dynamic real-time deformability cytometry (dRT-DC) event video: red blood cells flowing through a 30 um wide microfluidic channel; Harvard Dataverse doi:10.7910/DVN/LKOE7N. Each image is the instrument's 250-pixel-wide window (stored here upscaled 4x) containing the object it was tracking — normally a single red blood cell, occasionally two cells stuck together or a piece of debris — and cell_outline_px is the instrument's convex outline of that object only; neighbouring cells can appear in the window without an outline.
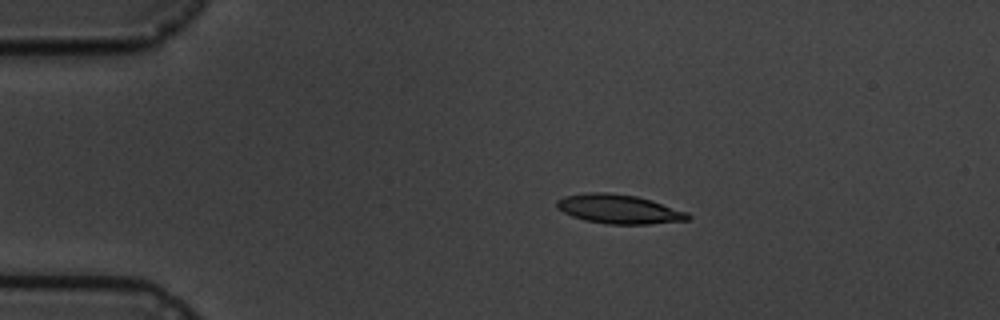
{"species": "common noctule bat (a hibernating species)", "species_latin": "Nyctalus noctula", "temperature_condition": "cold", "stored_images_in_passage": 10, "camera_frame_rate_fps": 3000, "um_per_image_px": 0.085, "animal": {"sex": "male", "body_mass_g": 19.5, "forearm_length_mm": 54.6}, "frame": {"image": 1, "passage_image": 3, "time_ms": 2.333, "image_size_px": [1000, 320], "cell_outline_px": [[692, 216], [688, 220], [648, 224], [608, 224], [584, 220], [572, 216], [556, 208], [556, 200], [564, 196], [588, 192], [608, 192], [636, 196], [652, 200], [688, 212]], "centroid_in_image_um": [52.6, 17.77], "position_along_channel_um": 32.4, "area_um2": 22.37}}
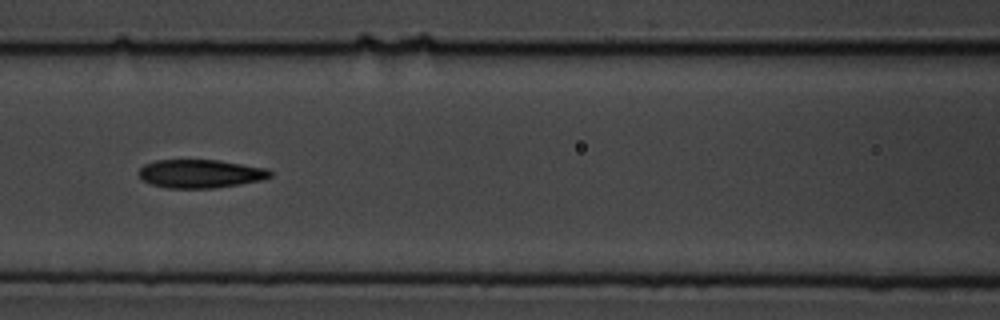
{"frame": {"image": 2, "passage_image": 7, "time_ms": 7.0, "image_size_px": [1000, 320], "cell_outline_px": [[272, 176], [264, 180], [240, 184], [212, 188], [168, 188], [152, 184], [144, 180], [140, 176], [140, 168], [144, 164], [156, 160], [220, 160], [268, 168], [272, 172]], "centroid_in_image_um": [17.1, 14.76], "position_along_channel_um": 149.5, "area_um2": 21.79}}
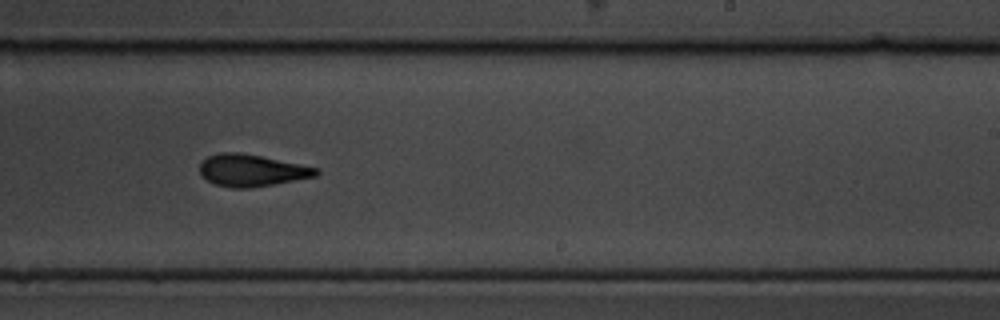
{"frame": {"image": 3, "passage_image": 10, "time_ms": 10.333, "image_size_px": [1000, 320], "cell_outline_px": [[320, 172], [316, 176], [272, 184], [248, 188], [232, 188], [216, 184], [200, 176], [200, 164], [208, 156], [220, 152], [240, 152], [320, 168]], "centroid_in_image_um": [21.38, 14.47], "position_along_channel_um": 267.6, "area_um2": 21.5}}